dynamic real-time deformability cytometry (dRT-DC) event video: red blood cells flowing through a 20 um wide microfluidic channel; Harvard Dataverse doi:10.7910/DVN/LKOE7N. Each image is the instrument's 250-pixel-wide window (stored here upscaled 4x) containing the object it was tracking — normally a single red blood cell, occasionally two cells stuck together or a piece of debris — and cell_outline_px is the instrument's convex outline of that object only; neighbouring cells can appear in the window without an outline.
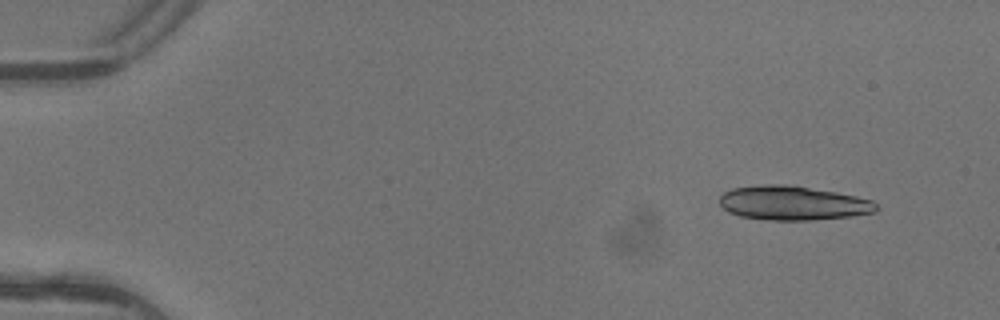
{"species": "common noctule bat (a hibernating species)", "species_latin": "Nyctalus noctula", "temperature_condition": "warm", "stored_images_in_passage": 5, "camera_frame_rate_fps": 3000, "um_per_image_px": 0.085, "animal": {"sex": "female"}, "frame": {"image": 1, "passage_image": 2, "time_ms": 0.333, "image_size_px": [1000, 320], "cell_outline_px": [[880, 208], [876, 212], [852, 216], [812, 220], [772, 220], [740, 216], [728, 212], [720, 204], [720, 196], [724, 192], [732, 188], [764, 184], [784, 184], [836, 192], [856, 196], [872, 200]], "centroid_in_image_um": [67.41, 17.26], "position_along_channel_um": 17.6, "area_um2": 31.21}}